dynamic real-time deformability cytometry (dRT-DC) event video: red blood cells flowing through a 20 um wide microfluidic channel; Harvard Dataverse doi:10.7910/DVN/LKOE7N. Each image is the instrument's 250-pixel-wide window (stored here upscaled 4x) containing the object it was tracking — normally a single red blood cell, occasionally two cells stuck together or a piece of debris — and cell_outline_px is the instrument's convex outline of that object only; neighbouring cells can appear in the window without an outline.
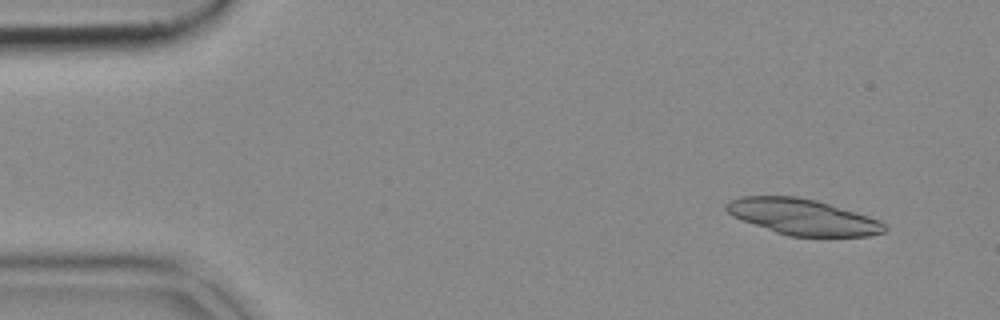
{"species": "common noctule bat (a hibernating species)", "species_latin": "Nyctalus noctula", "temperature_condition": "cold", "stored_images_in_passage": 34, "camera_frame_rate_fps": 3000, "um_per_image_px": 0.085, "animal": {"sex": "female", "body_mass_g": 18.4}, "frame": {"image": 1, "passage_image": 4, "time_ms": 1.0, "image_size_px": [1000, 320], "cell_outline_px": [[888, 228], [884, 232], [868, 236], [788, 236], [776, 232], [732, 216], [724, 208], [724, 204], [728, 200], [740, 196], [796, 196], [816, 200], [868, 216], [880, 220]], "centroid_in_image_um": [68.2, 18.43], "position_along_channel_um": 16.8, "area_um2": 32.95}}
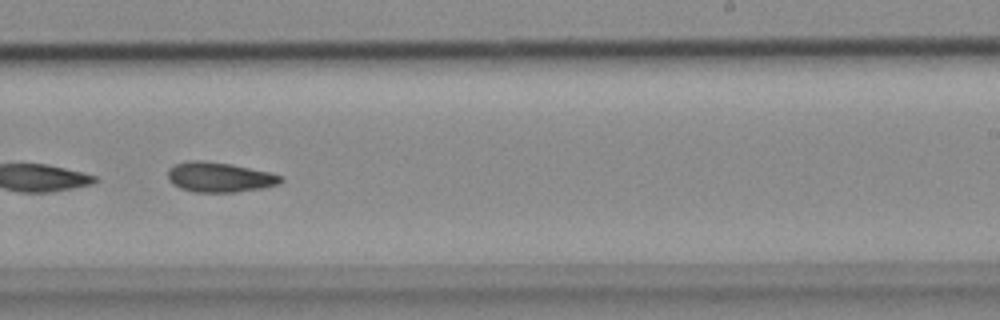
{"frame": {"image": 2, "passage_image": 32, "time_ms": 10.333, "image_size_px": [1000, 320], "cell_outline_px": [[284, 180], [280, 184], [260, 188], [236, 192], [192, 192], [180, 188], [172, 184], [168, 180], [168, 168], [176, 164], [188, 160], [200, 160], [228, 164], [268, 172], [280, 176]], "centroid_in_image_um": [18.6, 15.07], "position_along_channel_um": 270.4, "area_um2": 19.54}}